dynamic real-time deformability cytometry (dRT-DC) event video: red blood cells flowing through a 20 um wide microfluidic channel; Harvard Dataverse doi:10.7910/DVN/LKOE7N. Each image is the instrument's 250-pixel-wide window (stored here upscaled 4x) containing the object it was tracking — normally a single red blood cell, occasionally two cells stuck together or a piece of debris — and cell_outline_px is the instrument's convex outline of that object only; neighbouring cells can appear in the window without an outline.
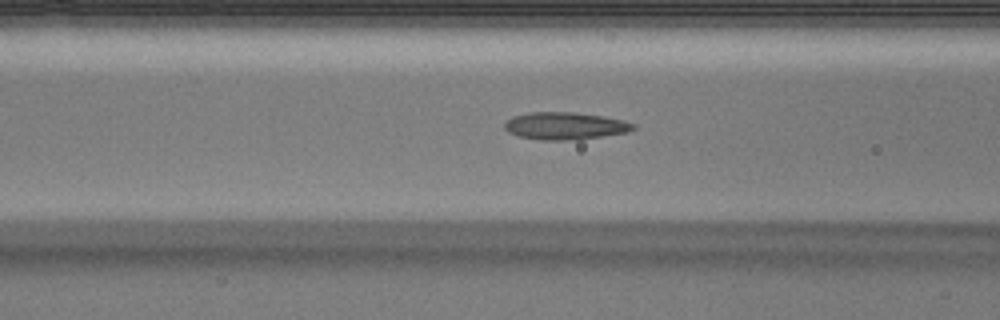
{"species": "Egyptian fruit bat (a non-hibernating species)", "species_latin": "Rousettus aegyptiacus", "temperature_condition": "warm", "stored_images_in_passage": 39, "camera_frame_rate_fps": 3000, "um_per_image_px": 0.085, "animal": {"sex": "male"}, "frame": {"image": 1, "passage_image": 15, "time_ms": 4.667, "image_size_px": [1000, 320], "cell_outline_px": [[636, 128], [628, 132], [580, 140], [540, 140], [520, 136], [508, 132], [504, 128], [504, 124], [512, 116], [528, 112], [572, 112], [604, 116], [624, 120], [636, 124]], "centroid_in_image_um": [48.06, 10.7], "position_along_channel_um": 118.5, "area_um2": 20.75}}
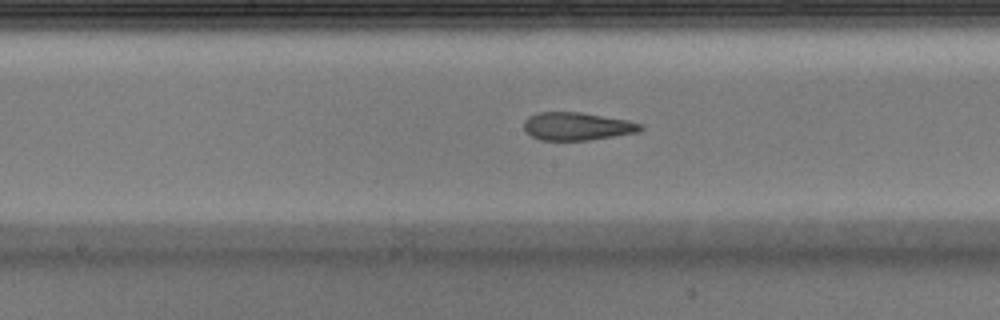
{"frame": {"image": 2, "passage_image": 21, "time_ms": 6.667, "image_size_px": [1000, 320], "cell_outline_px": [[644, 128], [636, 132], [588, 140], [540, 140], [532, 136], [524, 128], [524, 120], [528, 116], [540, 112], [580, 112], [628, 120], [644, 124]], "centroid_in_image_um": [49.05, 10.72], "position_along_channel_um": 199.2, "area_um2": 18.84}}
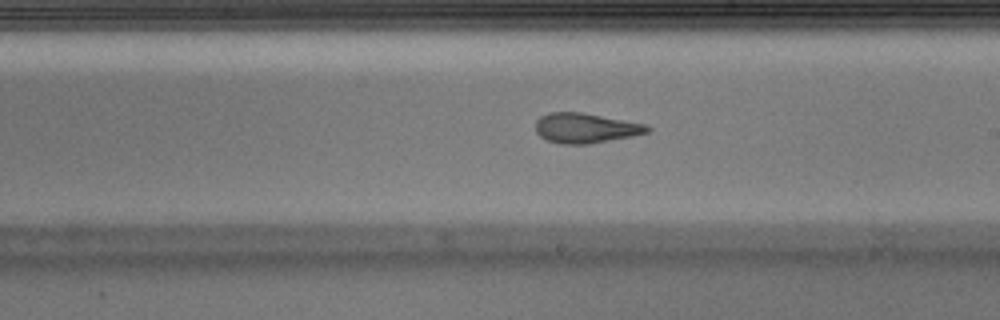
{"frame": {"image": 3, "passage_image": 24, "time_ms": 7.667, "image_size_px": [1000, 320], "cell_outline_px": [[652, 128], [648, 132], [632, 136], [588, 144], [560, 144], [548, 140], [540, 136], [536, 132], [536, 120], [540, 116], [548, 112], [584, 112], [644, 124]], "centroid_in_image_um": [49.74, 10.88], "position_along_channel_um": 239.3, "area_um2": 19.48}}